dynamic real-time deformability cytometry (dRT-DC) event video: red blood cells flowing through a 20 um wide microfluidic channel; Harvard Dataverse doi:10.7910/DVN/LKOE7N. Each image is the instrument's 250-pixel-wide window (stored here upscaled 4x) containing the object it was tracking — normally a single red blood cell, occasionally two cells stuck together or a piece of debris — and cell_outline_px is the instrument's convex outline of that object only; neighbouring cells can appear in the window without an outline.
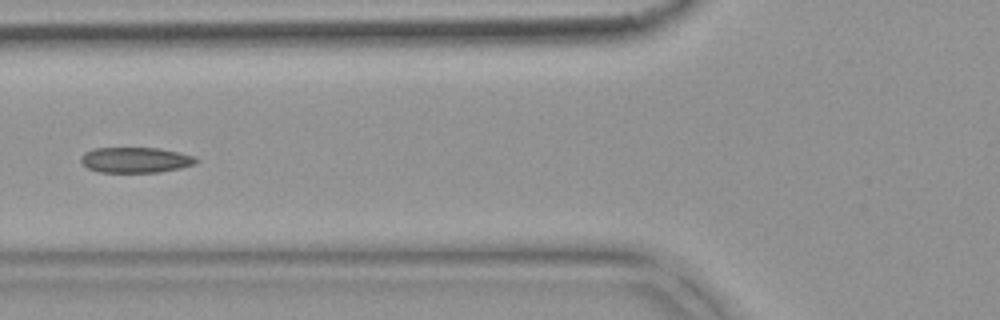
{"species": "common noctule bat (a hibernating species)", "species_latin": "Nyctalus noctula", "temperature_condition": "warm", "stored_images_in_passage": 6, "camera_frame_rate_fps": 3000, "um_per_image_px": 0.085, "animal": {"sex": "female", "body_mass_g": 18.4}, "frame": {"image": 1, "passage_image": 6, "time_ms": 1.667, "image_size_px": [1000, 320], "cell_outline_px": [[200, 160], [196, 164], [180, 168], [160, 172], [100, 172], [88, 168], [80, 160], [80, 156], [84, 152], [96, 148], [160, 148], [192, 156]], "centroid_in_image_um": [11.51, 13.6], "position_along_channel_um": 114.3, "area_um2": 17.05}}